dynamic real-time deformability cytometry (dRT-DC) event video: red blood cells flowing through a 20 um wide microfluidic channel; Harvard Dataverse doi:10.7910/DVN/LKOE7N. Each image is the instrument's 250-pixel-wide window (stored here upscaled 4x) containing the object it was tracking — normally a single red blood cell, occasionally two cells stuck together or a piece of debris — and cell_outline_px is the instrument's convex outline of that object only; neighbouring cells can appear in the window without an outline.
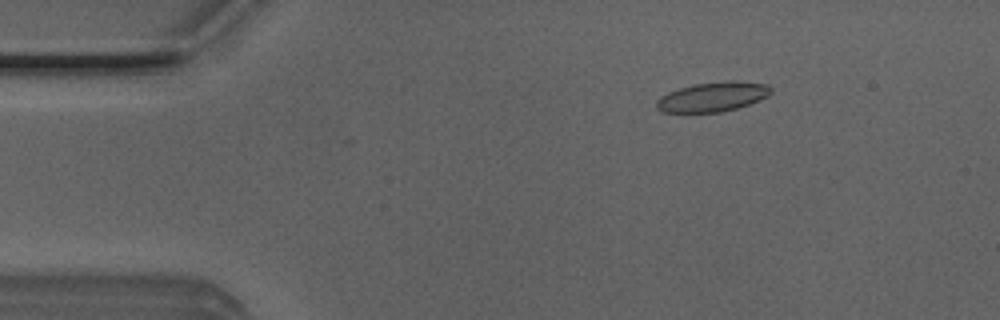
{"species": "Egyptian fruit bat (a non-hibernating species)", "species_latin": "Rousettus aegyptiacus", "temperature_condition": "room temperature", "stored_images_in_passage": 51, "camera_frame_rate_fps": 3000, "um_per_image_px": 0.085, "animal": {"sex": "male"}, "frame": {"image": 1, "passage_image": 8, "time_ms": 2.333, "image_size_px": [1000, 320], "cell_outline_px": [[772, 92], [768, 96], [748, 104], [736, 108], [720, 112], [660, 112], [656, 108], [656, 100], [660, 96], [668, 92], [680, 88], [696, 84], [728, 80], [736, 80], [768, 84], [772, 88]], "centroid_in_image_um": [60.58, 8.22], "position_along_channel_um": 24.4, "area_um2": 19.77}}
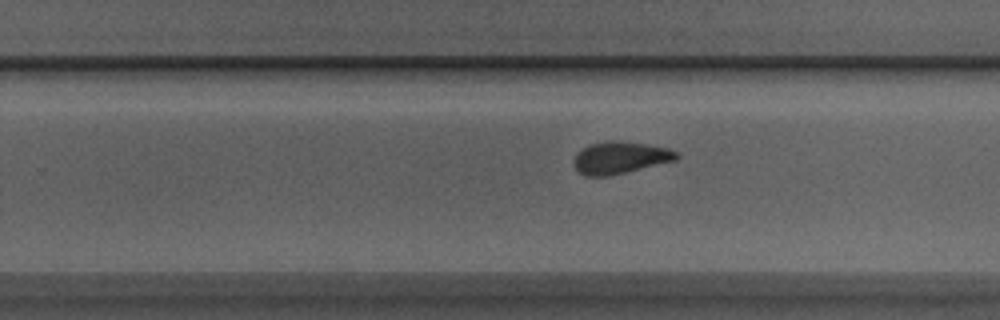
{"frame": {"image": 2, "passage_image": 32, "time_ms": 10.333, "image_size_px": [1000, 320], "cell_outline_px": [[680, 156], [676, 160], [608, 176], [584, 176], [572, 164], [572, 160], [588, 144], [608, 140], [620, 140], [668, 148], [676, 152]], "centroid_in_image_um": [52.69, 13.39], "position_along_channel_um": 277.1, "area_um2": 19.07}}
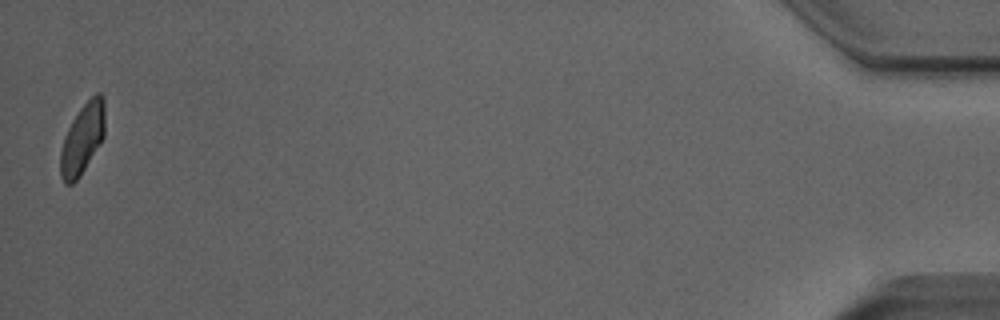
{"frame": {"image": 3, "passage_image": 51, "time_ms": 16.667, "image_size_px": [1000, 320], "cell_outline_px": [[104, 136], [80, 176], [72, 184], [64, 184], [60, 176], [60, 152], [64, 136], [72, 120], [80, 108], [96, 92], [100, 92], [104, 96]], "centroid_in_image_um": [6.99, 11.79], "position_along_channel_um": 428.2, "area_um2": 18.21}, "authors_computed_cell_mechanics": {"area_um2": 19.363, "velocity_mm_per_s": 3.9747, "shape_relaxation_time_tau1_ms": 8.5978, "shape_relaxation_time_tau2_ms": 1.7347, "deformation_change_tau1": 0.1839, "deformation_change_tau2": 0.0805}}